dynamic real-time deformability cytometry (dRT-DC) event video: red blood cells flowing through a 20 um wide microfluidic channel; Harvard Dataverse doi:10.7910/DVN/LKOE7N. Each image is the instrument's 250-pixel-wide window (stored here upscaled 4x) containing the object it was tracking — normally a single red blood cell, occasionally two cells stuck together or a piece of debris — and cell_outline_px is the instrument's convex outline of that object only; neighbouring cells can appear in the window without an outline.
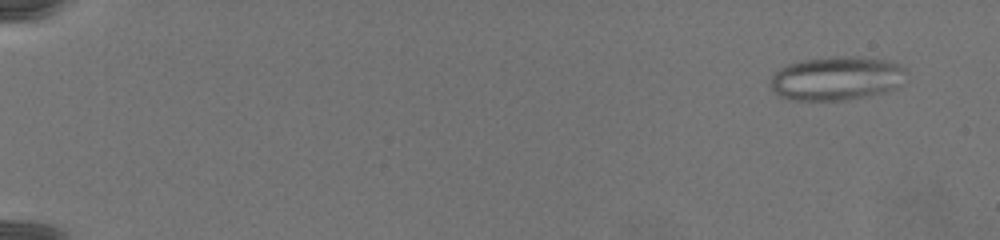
{"species": "common noctule bat (a hibernating species)", "species_latin": "Nyctalus noctula", "temperature_condition": "warm", "stored_images_in_passage": 76, "camera_frame_rate_fps": 3000, "um_per_image_px": 0.085, "animal": {"sex": "female", "body_mass_g": 19.5, "forearm_length_mm": 54.1}, "frame": {"image": 1, "passage_image": 6, "time_ms": 1.667, "image_size_px": [1000, 240], "cell_outline_px": [[908, 72], [896, 88], [884, 92], [844, 100], [788, 100], [780, 96], [772, 88], [772, 76], [780, 68], [788, 64], [804, 60], [836, 56], [860, 56], [888, 60], [900, 64]], "centroid_in_image_um": [71.14, 6.65], "position_along_channel_um": 13.9, "area_um2": 34.62}}
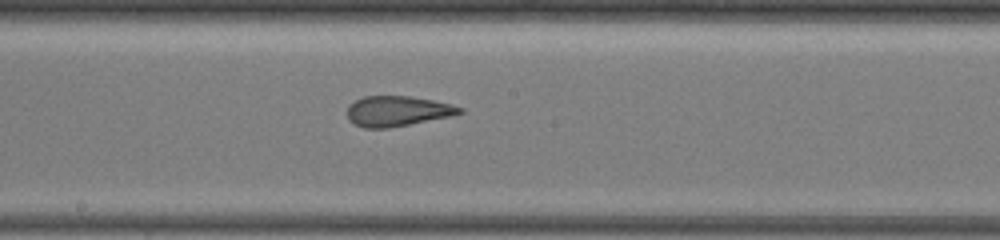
{"frame": {"image": 2, "passage_image": 45, "time_ms": 14.667, "image_size_px": [1000, 240], "cell_outline_px": [[464, 112], [448, 116], [388, 128], [364, 128], [356, 124], [348, 116], [348, 104], [364, 96], [408, 96], [432, 100], [464, 108]], "centroid_in_image_um": [33.75, 9.43], "position_along_channel_um": 214.4, "area_um2": 19.36}}
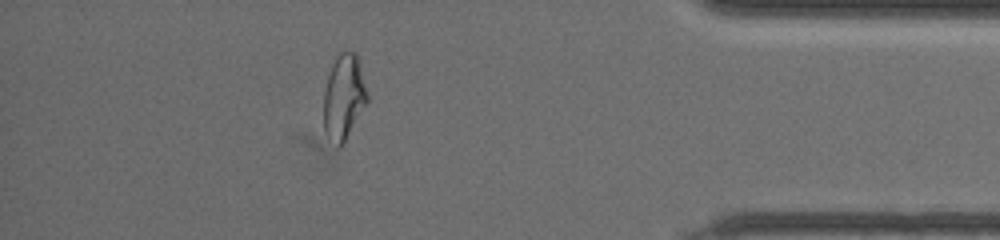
{"frame": {"image": 3, "passage_image": 68, "time_ms": 22.333, "image_size_px": [1000, 240], "cell_outline_px": [[368, 100], [344, 144], [340, 148], [336, 148], [324, 132], [324, 92], [328, 76], [332, 64], [336, 56], [340, 52], [356, 52], [368, 96]], "centroid_in_image_um": [29.21, 8.3], "position_along_channel_um": 406.0, "area_um2": 21.62}}